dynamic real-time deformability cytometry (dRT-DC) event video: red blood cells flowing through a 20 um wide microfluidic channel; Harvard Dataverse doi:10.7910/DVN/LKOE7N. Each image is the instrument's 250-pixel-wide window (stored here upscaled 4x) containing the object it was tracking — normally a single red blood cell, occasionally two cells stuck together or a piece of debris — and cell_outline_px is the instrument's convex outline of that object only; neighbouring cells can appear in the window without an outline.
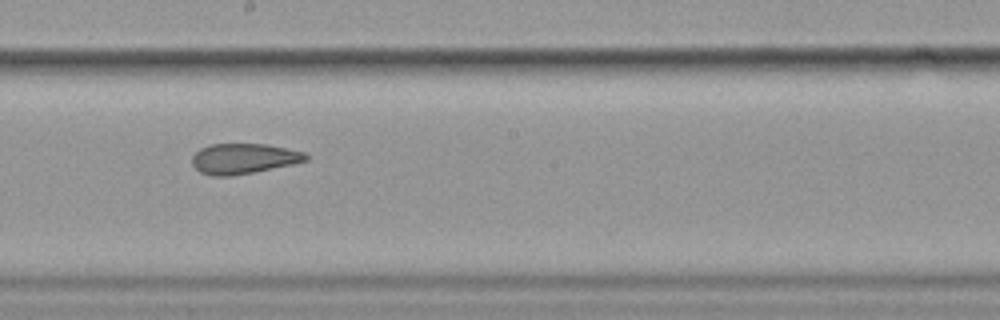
{"species": "common noctule bat (a hibernating species)", "species_latin": "Nyctalus noctula", "temperature_condition": "cold", "stored_images_in_passage": 18, "camera_frame_rate_fps": 3000, "um_per_image_px": 0.085, "animal": {"sex": "female", "body_mass_g": 19.9}, "frame": {"image": 1, "passage_image": 11, "time_ms": 12.667, "image_size_px": [1000, 320], "cell_outline_px": [[308, 160], [292, 164], [232, 176], [212, 176], [200, 172], [192, 164], [192, 156], [200, 148], [208, 144], [268, 144], [304, 152], [308, 156]], "centroid_in_image_um": [20.68, 13.47], "position_along_channel_um": 227.5, "area_um2": 20.06}}
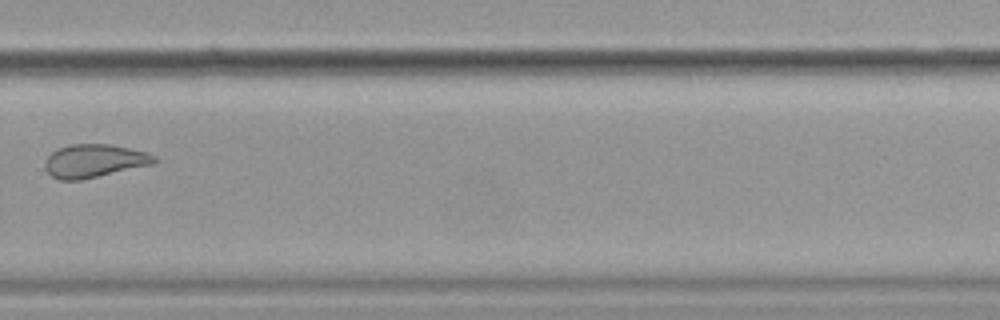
{"frame": {"image": 2, "passage_image": 13, "time_ms": 15.333, "image_size_px": [1000, 320], "cell_outline_px": [[156, 164], [80, 180], [60, 180], [52, 176], [44, 168], [44, 160], [52, 152], [60, 148], [72, 144], [112, 144], [144, 152], [156, 156]], "centroid_in_image_um": [8.01, 13.68], "position_along_channel_um": 321.8, "area_um2": 21.15}}